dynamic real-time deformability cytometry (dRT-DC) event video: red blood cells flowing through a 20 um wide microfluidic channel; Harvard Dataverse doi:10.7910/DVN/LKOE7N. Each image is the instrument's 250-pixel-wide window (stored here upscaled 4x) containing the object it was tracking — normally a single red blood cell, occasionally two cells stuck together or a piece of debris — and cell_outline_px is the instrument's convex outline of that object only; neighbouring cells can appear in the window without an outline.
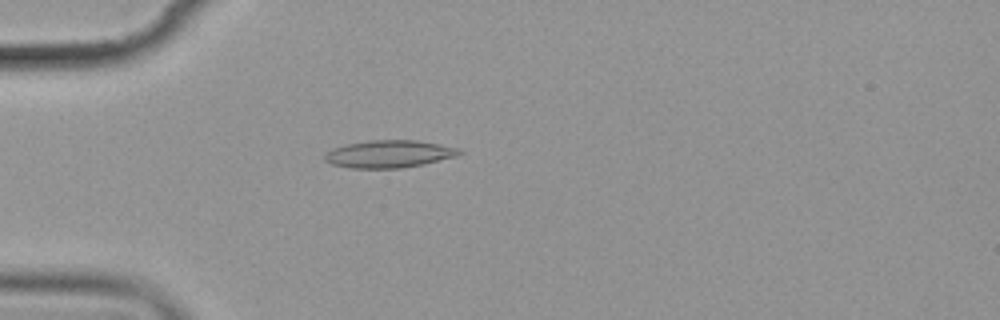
{"species": "common noctule bat (a hibernating species)", "species_latin": "Nyctalus noctula", "temperature_condition": "cold", "stored_images_in_passage": 6, "camera_frame_rate_fps": 3000, "um_per_image_px": 0.085, "animal": {"sex": "female", "body_mass_g": 19.9}, "frame": {"image": 1, "passage_image": 5, "time_ms": 4.667, "image_size_px": [1000, 320], "cell_outline_px": [[464, 152], [456, 156], [424, 164], [400, 168], [348, 168], [332, 164], [324, 160], [324, 156], [332, 148], [348, 144], [368, 140], [416, 140], [440, 144], [460, 148]], "centroid_in_image_um": [33.09, 13.08], "position_along_channel_um": 51.9, "area_um2": 21.56}}